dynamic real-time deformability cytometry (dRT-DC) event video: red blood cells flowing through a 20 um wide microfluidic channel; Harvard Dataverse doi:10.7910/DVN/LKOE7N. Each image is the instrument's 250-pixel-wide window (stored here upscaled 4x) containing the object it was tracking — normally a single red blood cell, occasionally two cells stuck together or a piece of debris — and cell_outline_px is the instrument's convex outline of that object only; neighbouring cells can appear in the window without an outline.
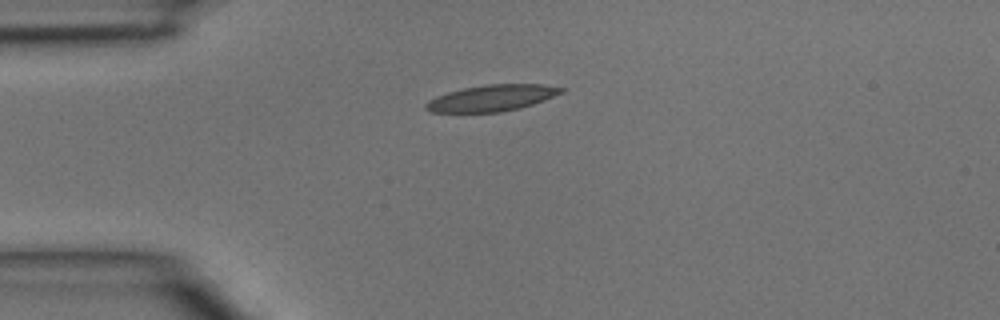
{"species": "common noctule bat (a hibernating species)", "species_latin": "Nyctalus noctula", "temperature_condition": "room temperature", "stored_images_in_passage": 1, "camera_frame_rate_fps": 3000, "um_per_image_px": 0.085, "animal": {"sex": "male", "body_mass_g": 15.6}, "frame": {"image": 1, "passage_image": 1, "time_ms": 0.0, "image_size_px": [1000, 320], "cell_outline_px": [[568, 88], [564, 92], [544, 100], [520, 108], [500, 112], [432, 112], [424, 108], [424, 104], [428, 100], [436, 96], [448, 92], [464, 88], [488, 84], [544, 84]], "centroid_in_image_um": [41.83, 8.32], "position_along_channel_um": 43.2, "area_um2": 20.81}}